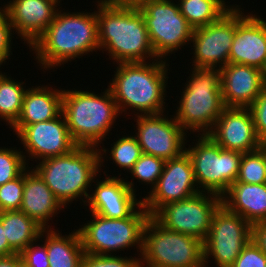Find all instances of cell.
I'll return each instance as SVG.
<instances>
[{
    "mask_svg": "<svg viewBox=\"0 0 266 267\" xmlns=\"http://www.w3.org/2000/svg\"><path fill=\"white\" fill-rule=\"evenodd\" d=\"M31 49V50H30ZM44 70H54L76 58L100 50L98 22L94 12L58 10L52 23L29 48Z\"/></svg>",
    "mask_w": 266,
    "mask_h": 267,
    "instance_id": "6da1fadb",
    "label": "cell"
},
{
    "mask_svg": "<svg viewBox=\"0 0 266 267\" xmlns=\"http://www.w3.org/2000/svg\"><path fill=\"white\" fill-rule=\"evenodd\" d=\"M168 63L166 60L157 59L152 63L149 61L116 64L118 66L115 67L114 77L108 88L120 114L131 116V109L135 116L167 112L165 97L169 79L167 73H170Z\"/></svg>",
    "mask_w": 266,
    "mask_h": 267,
    "instance_id": "7a4b0ae2",
    "label": "cell"
},
{
    "mask_svg": "<svg viewBox=\"0 0 266 267\" xmlns=\"http://www.w3.org/2000/svg\"><path fill=\"white\" fill-rule=\"evenodd\" d=\"M96 15L100 51L107 52L113 64L152 62L159 59L149 40L144 17L138 8L119 7L97 0ZM152 59V60H151Z\"/></svg>",
    "mask_w": 266,
    "mask_h": 267,
    "instance_id": "3957f363",
    "label": "cell"
},
{
    "mask_svg": "<svg viewBox=\"0 0 266 267\" xmlns=\"http://www.w3.org/2000/svg\"><path fill=\"white\" fill-rule=\"evenodd\" d=\"M30 166L65 208L78 199L85 205L93 179L100 173L99 151L97 147L78 145L67 154Z\"/></svg>",
    "mask_w": 266,
    "mask_h": 267,
    "instance_id": "277c9868",
    "label": "cell"
},
{
    "mask_svg": "<svg viewBox=\"0 0 266 267\" xmlns=\"http://www.w3.org/2000/svg\"><path fill=\"white\" fill-rule=\"evenodd\" d=\"M73 89H64L62 97V113L70 135L78 145L98 148L115 128L112 126L120 116L117 103L108 86L101 94Z\"/></svg>",
    "mask_w": 266,
    "mask_h": 267,
    "instance_id": "5b68a950",
    "label": "cell"
},
{
    "mask_svg": "<svg viewBox=\"0 0 266 267\" xmlns=\"http://www.w3.org/2000/svg\"><path fill=\"white\" fill-rule=\"evenodd\" d=\"M190 69L192 71L182 87L179 105L173 116L187 133L189 130L193 134H208L225 108L220 71L208 68Z\"/></svg>",
    "mask_w": 266,
    "mask_h": 267,
    "instance_id": "8992f818",
    "label": "cell"
},
{
    "mask_svg": "<svg viewBox=\"0 0 266 267\" xmlns=\"http://www.w3.org/2000/svg\"><path fill=\"white\" fill-rule=\"evenodd\" d=\"M90 216L92 218L77 229L84 253L115 255L136 246L138 255H142L144 229L151 217L143 204L127 218L110 219L95 213Z\"/></svg>",
    "mask_w": 266,
    "mask_h": 267,
    "instance_id": "52a82bcc",
    "label": "cell"
},
{
    "mask_svg": "<svg viewBox=\"0 0 266 267\" xmlns=\"http://www.w3.org/2000/svg\"><path fill=\"white\" fill-rule=\"evenodd\" d=\"M195 145L187 144L188 154L197 187L200 192H208L222 197L236 182L242 154L239 151L223 149L208 134H195Z\"/></svg>",
    "mask_w": 266,
    "mask_h": 267,
    "instance_id": "ba28073f",
    "label": "cell"
},
{
    "mask_svg": "<svg viewBox=\"0 0 266 267\" xmlns=\"http://www.w3.org/2000/svg\"><path fill=\"white\" fill-rule=\"evenodd\" d=\"M142 267H205L203 241L171 231L152 216L144 229Z\"/></svg>",
    "mask_w": 266,
    "mask_h": 267,
    "instance_id": "9c48e42d",
    "label": "cell"
},
{
    "mask_svg": "<svg viewBox=\"0 0 266 267\" xmlns=\"http://www.w3.org/2000/svg\"><path fill=\"white\" fill-rule=\"evenodd\" d=\"M138 9L144 17L150 43L159 59L168 61L167 56L190 45L194 29L181 14L178 2L151 0Z\"/></svg>",
    "mask_w": 266,
    "mask_h": 267,
    "instance_id": "30bf717a",
    "label": "cell"
},
{
    "mask_svg": "<svg viewBox=\"0 0 266 267\" xmlns=\"http://www.w3.org/2000/svg\"><path fill=\"white\" fill-rule=\"evenodd\" d=\"M251 239L252 225L221 204L203 242L205 267L211 258L217 267H231Z\"/></svg>",
    "mask_w": 266,
    "mask_h": 267,
    "instance_id": "8fae6325",
    "label": "cell"
},
{
    "mask_svg": "<svg viewBox=\"0 0 266 267\" xmlns=\"http://www.w3.org/2000/svg\"><path fill=\"white\" fill-rule=\"evenodd\" d=\"M222 204V197L200 192L188 199L162 206L152 217L164 228L193 236L204 242L213 214Z\"/></svg>",
    "mask_w": 266,
    "mask_h": 267,
    "instance_id": "7c38bea8",
    "label": "cell"
},
{
    "mask_svg": "<svg viewBox=\"0 0 266 267\" xmlns=\"http://www.w3.org/2000/svg\"><path fill=\"white\" fill-rule=\"evenodd\" d=\"M167 115L168 112L166 115L163 112L134 116L136 120L134 136L143 154L168 160L185 152L187 132L173 115L170 118Z\"/></svg>",
    "mask_w": 266,
    "mask_h": 267,
    "instance_id": "4fadbf2b",
    "label": "cell"
},
{
    "mask_svg": "<svg viewBox=\"0 0 266 267\" xmlns=\"http://www.w3.org/2000/svg\"><path fill=\"white\" fill-rule=\"evenodd\" d=\"M235 29L236 4L218 21L194 29L190 41L193 68L220 69L227 65Z\"/></svg>",
    "mask_w": 266,
    "mask_h": 267,
    "instance_id": "5bb4252c",
    "label": "cell"
},
{
    "mask_svg": "<svg viewBox=\"0 0 266 267\" xmlns=\"http://www.w3.org/2000/svg\"><path fill=\"white\" fill-rule=\"evenodd\" d=\"M10 128L16 133L14 135H17L19 141L21 140L27 166L30 159H37V163L46 158L67 154L78 146L70 135L63 113L53 120Z\"/></svg>",
    "mask_w": 266,
    "mask_h": 267,
    "instance_id": "9a60e30c",
    "label": "cell"
},
{
    "mask_svg": "<svg viewBox=\"0 0 266 267\" xmlns=\"http://www.w3.org/2000/svg\"><path fill=\"white\" fill-rule=\"evenodd\" d=\"M142 197V204L153 216L162 206L200 193L191 160L186 152L168 159L155 187Z\"/></svg>",
    "mask_w": 266,
    "mask_h": 267,
    "instance_id": "2e32d148",
    "label": "cell"
},
{
    "mask_svg": "<svg viewBox=\"0 0 266 267\" xmlns=\"http://www.w3.org/2000/svg\"><path fill=\"white\" fill-rule=\"evenodd\" d=\"M106 173L107 171H103L106 175L104 180H101V174L98 175L100 181L97 176L93 179L94 187H91L92 193L89 194L85 206H89L88 212L90 210V213L106 218H127L142 204V198L140 196L137 199L133 180L128 181V177L123 179Z\"/></svg>",
    "mask_w": 266,
    "mask_h": 267,
    "instance_id": "e0dca14e",
    "label": "cell"
},
{
    "mask_svg": "<svg viewBox=\"0 0 266 267\" xmlns=\"http://www.w3.org/2000/svg\"><path fill=\"white\" fill-rule=\"evenodd\" d=\"M252 12L245 14L244 9L236 4V29L228 63L263 71L266 66V21Z\"/></svg>",
    "mask_w": 266,
    "mask_h": 267,
    "instance_id": "ac0fdd59",
    "label": "cell"
},
{
    "mask_svg": "<svg viewBox=\"0 0 266 267\" xmlns=\"http://www.w3.org/2000/svg\"><path fill=\"white\" fill-rule=\"evenodd\" d=\"M1 11L23 44L31 47L52 23L61 6L51 0H10ZM58 7V8H57Z\"/></svg>",
    "mask_w": 266,
    "mask_h": 267,
    "instance_id": "d6986e66",
    "label": "cell"
},
{
    "mask_svg": "<svg viewBox=\"0 0 266 267\" xmlns=\"http://www.w3.org/2000/svg\"><path fill=\"white\" fill-rule=\"evenodd\" d=\"M208 135L223 149L246 153L257 150L259 140L249 108L225 107Z\"/></svg>",
    "mask_w": 266,
    "mask_h": 267,
    "instance_id": "ffe728a7",
    "label": "cell"
},
{
    "mask_svg": "<svg viewBox=\"0 0 266 267\" xmlns=\"http://www.w3.org/2000/svg\"><path fill=\"white\" fill-rule=\"evenodd\" d=\"M219 71L225 107L248 108L265 87L263 71L255 67L228 63Z\"/></svg>",
    "mask_w": 266,
    "mask_h": 267,
    "instance_id": "44dd1931",
    "label": "cell"
},
{
    "mask_svg": "<svg viewBox=\"0 0 266 267\" xmlns=\"http://www.w3.org/2000/svg\"><path fill=\"white\" fill-rule=\"evenodd\" d=\"M64 208L39 174L28 166L24 170V189L20 211L43 229H51L50 220L52 221V217L55 218V215H58Z\"/></svg>",
    "mask_w": 266,
    "mask_h": 267,
    "instance_id": "7402d4cb",
    "label": "cell"
},
{
    "mask_svg": "<svg viewBox=\"0 0 266 267\" xmlns=\"http://www.w3.org/2000/svg\"><path fill=\"white\" fill-rule=\"evenodd\" d=\"M50 87L38 85L26 90L20 116L12 126H27L53 120L62 113L63 89Z\"/></svg>",
    "mask_w": 266,
    "mask_h": 267,
    "instance_id": "603a6c76",
    "label": "cell"
},
{
    "mask_svg": "<svg viewBox=\"0 0 266 267\" xmlns=\"http://www.w3.org/2000/svg\"><path fill=\"white\" fill-rule=\"evenodd\" d=\"M222 204L249 224L266 221V183H233L222 196Z\"/></svg>",
    "mask_w": 266,
    "mask_h": 267,
    "instance_id": "cb8c5ba5",
    "label": "cell"
},
{
    "mask_svg": "<svg viewBox=\"0 0 266 267\" xmlns=\"http://www.w3.org/2000/svg\"><path fill=\"white\" fill-rule=\"evenodd\" d=\"M39 240L46 246L49 267H81L84 249L78 230L62 235L54 227L43 229Z\"/></svg>",
    "mask_w": 266,
    "mask_h": 267,
    "instance_id": "d4e9b609",
    "label": "cell"
},
{
    "mask_svg": "<svg viewBox=\"0 0 266 267\" xmlns=\"http://www.w3.org/2000/svg\"><path fill=\"white\" fill-rule=\"evenodd\" d=\"M9 246L20 254L27 246L39 239L43 228L20 210L0 212Z\"/></svg>",
    "mask_w": 266,
    "mask_h": 267,
    "instance_id": "484cf974",
    "label": "cell"
},
{
    "mask_svg": "<svg viewBox=\"0 0 266 267\" xmlns=\"http://www.w3.org/2000/svg\"><path fill=\"white\" fill-rule=\"evenodd\" d=\"M226 0H180L181 14L193 29L204 27L218 21L233 6Z\"/></svg>",
    "mask_w": 266,
    "mask_h": 267,
    "instance_id": "4316f807",
    "label": "cell"
},
{
    "mask_svg": "<svg viewBox=\"0 0 266 267\" xmlns=\"http://www.w3.org/2000/svg\"><path fill=\"white\" fill-rule=\"evenodd\" d=\"M27 89L24 81H16L11 75L7 76L5 72H0V119L9 128L20 116L23 97Z\"/></svg>",
    "mask_w": 266,
    "mask_h": 267,
    "instance_id": "83f0119b",
    "label": "cell"
},
{
    "mask_svg": "<svg viewBox=\"0 0 266 267\" xmlns=\"http://www.w3.org/2000/svg\"><path fill=\"white\" fill-rule=\"evenodd\" d=\"M117 138L118 140L116 139V141L112 143L113 145L111 144V149H106L103 146L102 148L101 146L98 147L100 172H102L101 167H104L105 159H111L113 163L119 167V169L122 168L123 171L126 170L128 173L132 169L133 165L140 158V156L143 154L141 147L137 142V139L134 135H132V133L131 135H124L121 138Z\"/></svg>",
    "mask_w": 266,
    "mask_h": 267,
    "instance_id": "f1b7e54d",
    "label": "cell"
},
{
    "mask_svg": "<svg viewBox=\"0 0 266 267\" xmlns=\"http://www.w3.org/2000/svg\"><path fill=\"white\" fill-rule=\"evenodd\" d=\"M236 182L247 184L266 183L264 145L257 150L242 154Z\"/></svg>",
    "mask_w": 266,
    "mask_h": 267,
    "instance_id": "f546056e",
    "label": "cell"
},
{
    "mask_svg": "<svg viewBox=\"0 0 266 267\" xmlns=\"http://www.w3.org/2000/svg\"><path fill=\"white\" fill-rule=\"evenodd\" d=\"M166 160L147 154H142L137 162L129 171L131 178H134L142 185H148L150 191L155 187L159 177L161 176Z\"/></svg>",
    "mask_w": 266,
    "mask_h": 267,
    "instance_id": "4dcf8cb0",
    "label": "cell"
},
{
    "mask_svg": "<svg viewBox=\"0 0 266 267\" xmlns=\"http://www.w3.org/2000/svg\"><path fill=\"white\" fill-rule=\"evenodd\" d=\"M0 147V186L17 178L28 166L21 149Z\"/></svg>",
    "mask_w": 266,
    "mask_h": 267,
    "instance_id": "1f68e13d",
    "label": "cell"
},
{
    "mask_svg": "<svg viewBox=\"0 0 266 267\" xmlns=\"http://www.w3.org/2000/svg\"><path fill=\"white\" fill-rule=\"evenodd\" d=\"M134 257L84 253L81 267H142V257Z\"/></svg>",
    "mask_w": 266,
    "mask_h": 267,
    "instance_id": "d6a6232c",
    "label": "cell"
},
{
    "mask_svg": "<svg viewBox=\"0 0 266 267\" xmlns=\"http://www.w3.org/2000/svg\"><path fill=\"white\" fill-rule=\"evenodd\" d=\"M24 189V171L0 186V212L20 210Z\"/></svg>",
    "mask_w": 266,
    "mask_h": 267,
    "instance_id": "836d02e7",
    "label": "cell"
},
{
    "mask_svg": "<svg viewBox=\"0 0 266 267\" xmlns=\"http://www.w3.org/2000/svg\"><path fill=\"white\" fill-rule=\"evenodd\" d=\"M248 108L253 117L256 134L263 145H266V87Z\"/></svg>",
    "mask_w": 266,
    "mask_h": 267,
    "instance_id": "e575fe53",
    "label": "cell"
},
{
    "mask_svg": "<svg viewBox=\"0 0 266 267\" xmlns=\"http://www.w3.org/2000/svg\"><path fill=\"white\" fill-rule=\"evenodd\" d=\"M231 267H266V254L251 239Z\"/></svg>",
    "mask_w": 266,
    "mask_h": 267,
    "instance_id": "d590c367",
    "label": "cell"
},
{
    "mask_svg": "<svg viewBox=\"0 0 266 267\" xmlns=\"http://www.w3.org/2000/svg\"><path fill=\"white\" fill-rule=\"evenodd\" d=\"M38 241L39 239L27 246L20 253V257L28 267H49L46 246L38 244Z\"/></svg>",
    "mask_w": 266,
    "mask_h": 267,
    "instance_id": "8d00e7d4",
    "label": "cell"
},
{
    "mask_svg": "<svg viewBox=\"0 0 266 267\" xmlns=\"http://www.w3.org/2000/svg\"><path fill=\"white\" fill-rule=\"evenodd\" d=\"M13 33L12 25L9 23L7 16L0 11V68L13 55L11 51L13 44L12 38H14Z\"/></svg>",
    "mask_w": 266,
    "mask_h": 267,
    "instance_id": "74e56055",
    "label": "cell"
},
{
    "mask_svg": "<svg viewBox=\"0 0 266 267\" xmlns=\"http://www.w3.org/2000/svg\"><path fill=\"white\" fill-rule=\"evenodd\" d=\"M252 240L266 254V221L252 225Z\"/></svg>",
    "mask_w": 266,
    "mask_h": 267,
    "instance_id": "f35d334b",
    "label": "cell"
},
{
    "mask_svg": "<svg viewBox=\"0 0 266 267\" xmlns=\"http://www.w3.org/2000/svg\"><path fill=\"white\" fill-rule=\"evenodd\" d=\"M17 254L8 243V240L4 233V228L2 227V222L0 221V257L10 256Z\"/></svg>",
    "mask_w": 266,
    "mask_h": 267,
    "instance_id": "ab89813d",
    "label": "cell"
},
{
    "mask_svg": "<svg viewBox=\"0 0 266 267\" xmlns=\"http://www.w3.org/2000/svg\"><path fill=\"white\" fill-rule=\"evenodd\" d=\"M106 1L119 7L140 8L151 0H106Z\"/></svg>",
    "mask_w": 266,
    "mask_h": 267,
    "instance_id": "60d3db41",
    "label": "cell"
},
{
    "mask_svg": "<svg viewBox=\"0 0 266 267\" xmlns=\"http://www.w3.org/2000/svg\"><path fill=\"white\" fill-rule=\"evenodd\" d=\"M21 260L20 254L0 257V267H16V264Z\"/></svg>",
    "mask_w": 266,
    "mask_h": 267,
    "instance_id": "b9f144b4",
    "label": "cell"
},
{
    "mask_svg": "<svg viewBox=\"0 0 266 267\" xmlns=\"http://www.w3.org/2000/svg\"><path fill=\"white\" fill-rule=\"evenodd\" d=\"M16 267H28L25 262L21 259L17 264Z\"/></svg>",
    "mask_w": 266,
    "mask_h": 267,
    "instance_id": "7bdbcfd3",
    "label": "cell"
},
{
    "mask_svg": "<svg viewBox=\"0 0 266 267\" xmlns=\"http://www.w3.org/2000/svg\"><path fill=\"white\" fill-rule=\"evenodd\" d=\"M263 81H264V86L266 87V66L263 69Z\"/></svg>",
    "mask_w": 266,
    "mask_h": 267,
    "instance_id": "ee69618b",
    "label": "cell"
},
{
    "mask_svg": "<svg viewBox=\"0 0 266 267\" xmlns=\"http://www.w3.org/2000/svg\"><path fill=\"white\" fill-rule=\"evenodd\" d=\"M264 160H265V172H266V145H264Z\"/></svg>",
    "mask_w": 266,
    "mask_h": 267,
    "instance_id": "f6af8a7d",
    "label": "cell"
},
{
    "mask_svg": "<svg viewBox=\"0 0 266 267\" xmlns=\"http://www.w3.org/2000/svg\"><path fill=\"white\" fill-rule=\"evenodd\" d=\"M51 1H54L55 3H57L59 6H60V2L62 1V0H51Z\"/></svg>",
    "mask_w": 266,
    "mask_h": 267,
    "instance_id": "bcb514c9",
    "label": "cell"
}]
</instances>
